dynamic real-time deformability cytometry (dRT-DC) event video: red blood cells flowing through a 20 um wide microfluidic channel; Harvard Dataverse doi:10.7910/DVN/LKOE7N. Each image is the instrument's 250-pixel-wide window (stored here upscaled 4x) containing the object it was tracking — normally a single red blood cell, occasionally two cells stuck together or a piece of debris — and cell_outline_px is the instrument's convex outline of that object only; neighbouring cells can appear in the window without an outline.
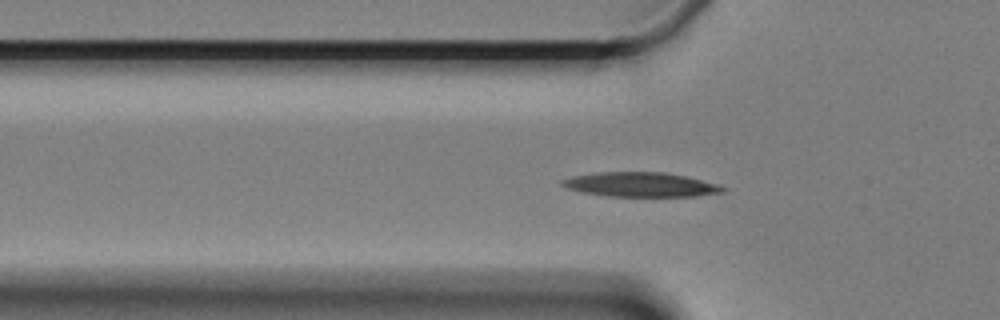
{"species": "Egyptian fruit bat (a non-hibernating species)", "species_latin": "Rousettus aegyptiacus", "temperature_condition": "cold", "stored_images_in_passage": 60, "camera_frame_rate_fps": 3000, "um_per_image_px": 0.085, "animal": {"sex": "female"}, "frame": {"image": 1, "passage_image": 18, "time_ms": 5.667, "image_size_px": [1000, 320], "cell_outline_px": [[728, 188], [724, 192], [696, 196], [604, 196], [580, 192], [564, 188], [560, 184], [560, 180], [572, 176], [596, 172], [664, 172], [684, 176], [716, 184]], "centroid_in_image_um": [54.37, 15.69], "position_along_channel_um": 71.4, "area_um2": 23.0}}
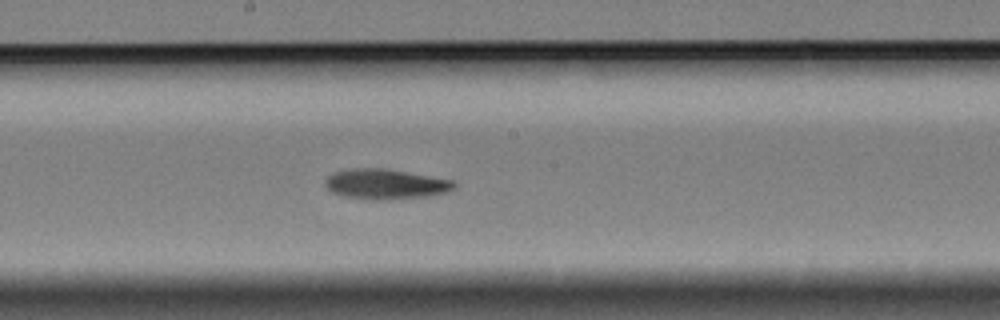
{"frame": {"image": 2, "passage_image": 31, "time_ms": 10.0, "image_size_px": [1000, 320], "cell_outline_px": [[460, 184], [456, 188], [448, 192], [432, 196], [376, 200], [364, 200], [344, 196], [332, 192], [324, 184], [324, 180], [332, 172], [352, 168], [384, 168], [456, 180]], "centroid_in_image_um": [32.83, 15.65], "position_along_channel_um": 215.4, "area_um2": 23.18}}
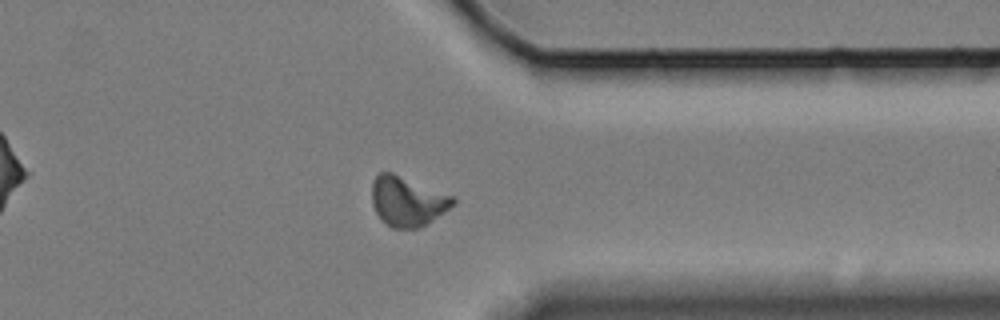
{"frame": {"image": 3, "passage_image": 46, "time_ms": 15.0, "image_size_px": [1000, 320], "cell_outline_px": [[456, 204], [420, 228], [392, 228], [376, 212], [372, 204], [372, 184], [376, 176], [380, 172], [392, 172], [456, 196]], "centroid_in_image_um": [34.67, 17.09], "position_along_channel_um": 376.7, "area_um2": 23.52}, "authors_computed_cell_mechanics": {"area_um2": 22.3108, "velocity_mm_per_s": 3.3066, "shape_relaxation_time_tau1_ms": 10.2056, "shape_relaxation_time_tau2_ms": null, "deformation_change_tau1": 0.1919, "deformation_change_tau2": null}}